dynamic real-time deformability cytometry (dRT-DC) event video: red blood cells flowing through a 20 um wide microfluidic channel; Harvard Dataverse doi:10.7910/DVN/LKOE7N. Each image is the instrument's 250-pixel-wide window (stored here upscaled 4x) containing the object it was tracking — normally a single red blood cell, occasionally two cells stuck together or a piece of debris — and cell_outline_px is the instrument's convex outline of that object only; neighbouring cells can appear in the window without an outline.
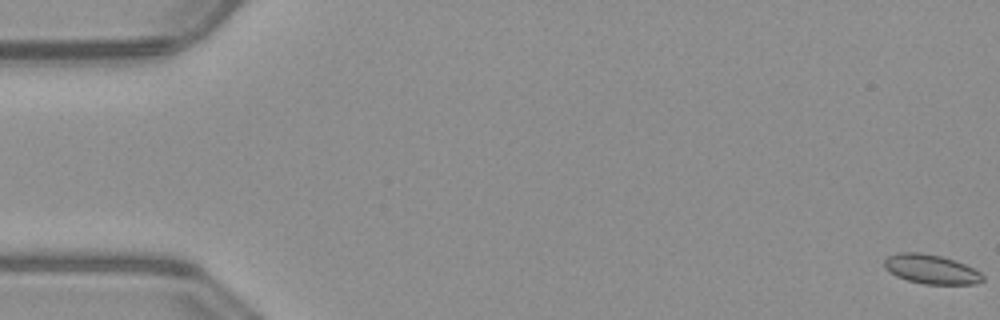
{"species": "common noctule bat (a hibernating species)", "species_latin": "Nyctalus noctula", "temperature_condition": "warm", "stored_images_in_passage": 53, "camera_frame_rate_fps": 3000, "um_per_image_px": 0.085, "animal": {"sex": "male", "body_mass_g": 23.1, "forearm_length_mm": 52.7}, "frame": {"image": 1, "passage_image": 1, "time_ms": 0.0, "image_size_px": [1000, 320], "cell_outline_px": [[984, 280], [976, 284], [924, 284], [908, 280], [896, 276], [884, 268], [884, 260], [888, 256], [900, 252], [920, 252], [940, 256], [956, 260], [980, 272], [984, 276]], "centroid_in_image_um": [79.14, 22.88], "position_along_channel_um": 5.9, "area_um2": 16.82}}
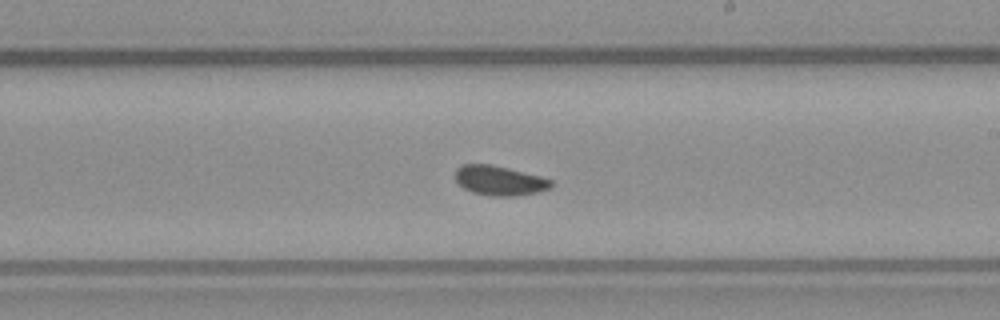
{"frame": {"image": 2, "passage_image": 31, "time_ms": 10.0, "image_size_px": [1000, 320], "cell_outline_px": [[556, 184], [552, 188], [536, 192], [516, 196], [488, 196], [472, 192], [464, 188], [456, 180], [456, 168], [460, 164], [492, 164], [540, 176], [552, 180]], "centroid_in_image_um": [42.48, 15.35], "position_along_channel_um": 246.5, "area_um2": 16.7}}
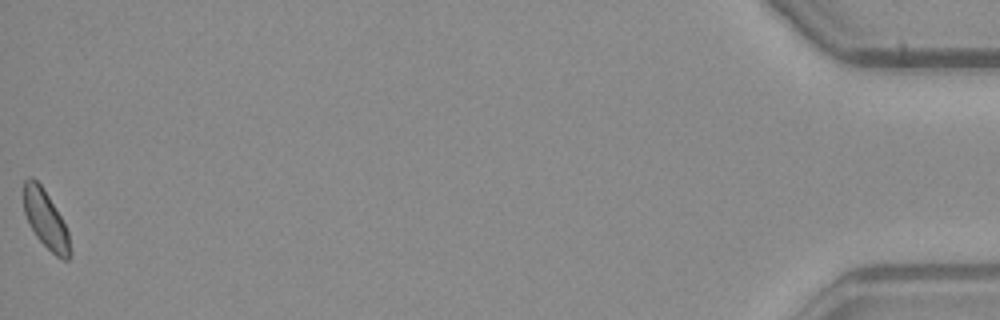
{"frame": {"image": 3, "passage_image": 53, "time_ms": 17.333, "image_size_px": [1000, 320], "cell_outline_px": [[72, 256], [68, 260], [64, 260], [56, 256], [36, 236], [24, 212], [24, 180], [28, 176], [32, 176], [44, 188], [60, 216], [68, 232], [72, 252]], "centroid_in_image_um": [3.9, 18.66], "position_along_channel_um": 431.3, "area_um2": 15.55}, "authors_computed_cell_mechanics": {"area_um2": 16.5308, "velocity_mm_per_s": 3.9869, "shape_relaxation_time_tau1_ms": null, "shape_relaxation_time_tau2_ms": 1.3399, "deformation_change_tau1": null, "deformation_change_tau2": 0.0547}}